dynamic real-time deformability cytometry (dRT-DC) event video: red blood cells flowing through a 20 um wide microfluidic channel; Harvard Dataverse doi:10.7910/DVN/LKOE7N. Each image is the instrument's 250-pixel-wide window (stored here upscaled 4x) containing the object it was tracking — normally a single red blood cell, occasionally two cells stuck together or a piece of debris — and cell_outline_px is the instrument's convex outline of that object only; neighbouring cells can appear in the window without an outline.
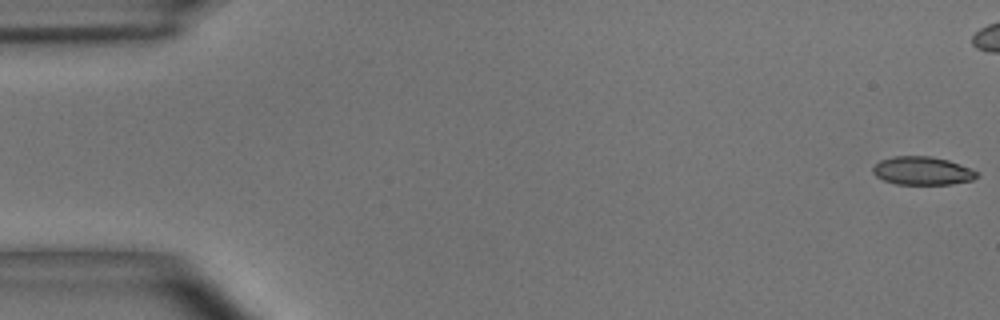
{"species": "common noctule bat (a hibernating species)", "species_latin": "Nyctalus noctula", "temperature_condition": "room temperature", "stored_images_in_passage": 7, "camera_frame_rate_fps": 3000, "um_per_image_px": 0.085, "animal": {"sex": "male", "body_mass_g": 15.6}, "frame": {"image": 1, "passage_image": 1, "time_ms": 0.0, "image_size_px": [1000, 320], "cell_outline_px": [[980, 176], [972, 180], [952, 184], [896, 184], [884, 180], [876, 176], [872, 172], [872, 168], [880, 160], [892, 156], [932, 156], [948, 160], [980, 172]], "centroid_in_image_um": [78.42, 14.51], "position_along_channel_um": 6.6, "area_um2": 17.22}}
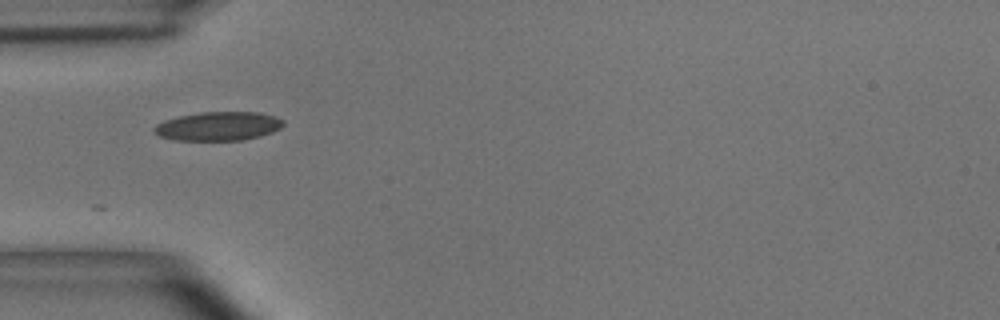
{"frame": {"image": 2, "passage_image": 7, "time_ms": 2.0, "image_size_px": [1000, 320], "cell_outline_px": [[284, 124], [280, 128], [272, 132], [260, 136], [240, 140], [172, 140], [160, 136], [152, 132], [152, 128], [156, 124], [164, 120], [180, 116], [200, 112], [260, 112], [284, 120]], "centroid_in_image_um": [18.52, 10.72], "position_along_channel_um": 66.5, "area_um2": 21.73}}